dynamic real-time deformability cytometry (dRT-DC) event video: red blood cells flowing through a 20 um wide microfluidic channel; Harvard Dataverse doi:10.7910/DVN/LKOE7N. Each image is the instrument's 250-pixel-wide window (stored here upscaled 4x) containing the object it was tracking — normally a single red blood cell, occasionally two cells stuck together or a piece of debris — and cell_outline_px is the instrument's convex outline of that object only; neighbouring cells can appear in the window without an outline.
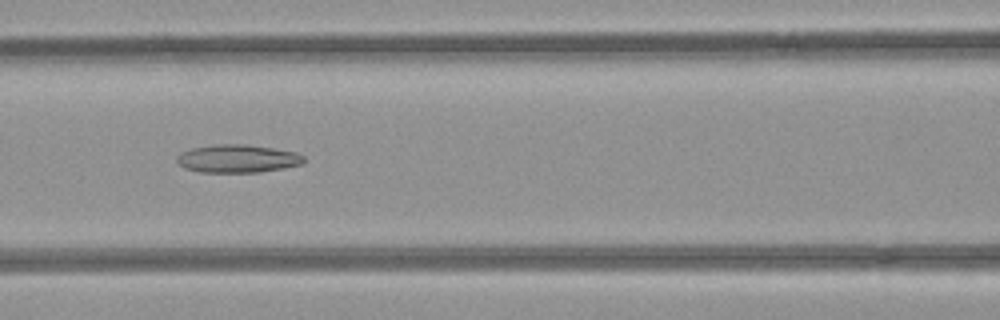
{"species": "common noctule bat (a hibernating species)", "species_latin": "Nyctalus noctula", "temperature_condition": "room temperature", "stored_images_in_passage": 44, "camera_frame_rate_fps": 3000, "um_per_image_px": 0.085, "animal": {"sex": "female", "body_mass_g": 21.9}, "frame": {"image": 1, "passage_image": 15, "time_ms": 4.667, "image_size_px": [1000, 320], "cell_outline_px": [[304, 160], [300, 164], [284, 168], [260, 172], [200, 172], [184, 168], [176, 160], [176, 156], [180, 152], [192, 148], [212, 144], [244, 144], [272, 148], [296, 152], [304, 156]], "centroid_in_image_um": [20.15, 13.48], "position_along_channel_um": 146.4, "area_um2": 20.75}}
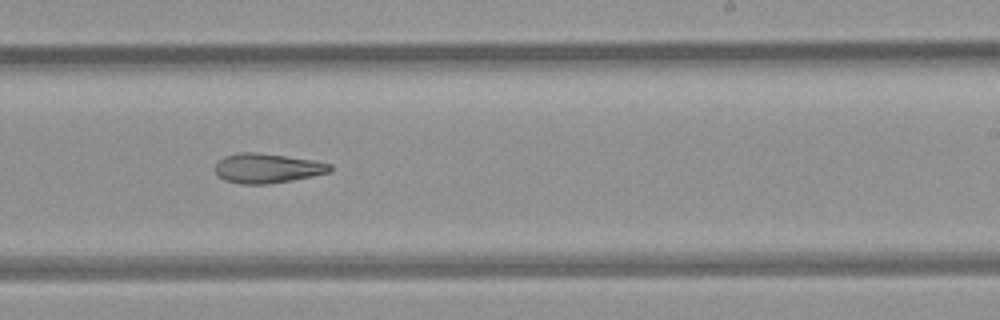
{"frame": {"image": 2, "passage_image": 24, "time_ms": 7.667, "image_size_px": [1000, 320], "cell_outline_px": [[332, 168], [328, 172], [312, 176], [292, 180], [268, 184], [240, 184], [224, 180], [216, 176], [216, 160], [224, 156], [240, 152], [256, 152], [312, 160], [332, 164]], "centroid_in_image_um": [22.65, 14.3], "position_along_channel_um": 266.3, "area_um2": 19.83}}
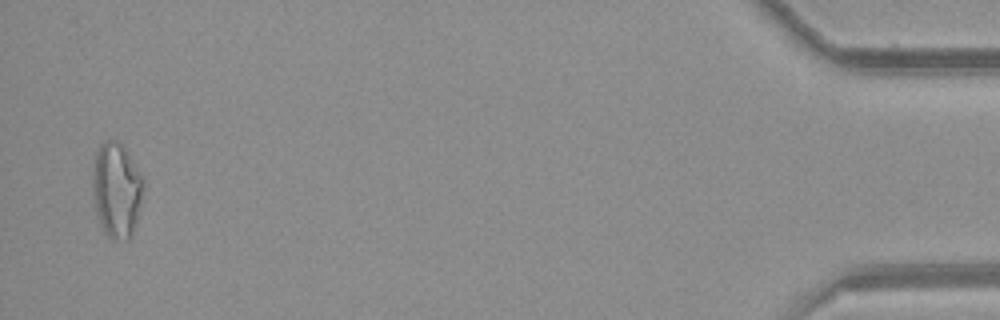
{"frame": {"image": 3, "passage_image": 43, "time_ms": 14.0, "image_size_px": [1000, 320], "cell_outline_px": [[144, 192], [136, 220], [132, 232], [128, 240], [108, 236], [100, 220], [96, 208], [92, 184], [92, 176], [96, 152], [100, 144], [104, 140], [116, 140], [128, 152], [144, 180]], "centroid_in_image_um": [9.92, 16.08], "position_along_channel_um": 425.3, "area_um2": 27.57}}